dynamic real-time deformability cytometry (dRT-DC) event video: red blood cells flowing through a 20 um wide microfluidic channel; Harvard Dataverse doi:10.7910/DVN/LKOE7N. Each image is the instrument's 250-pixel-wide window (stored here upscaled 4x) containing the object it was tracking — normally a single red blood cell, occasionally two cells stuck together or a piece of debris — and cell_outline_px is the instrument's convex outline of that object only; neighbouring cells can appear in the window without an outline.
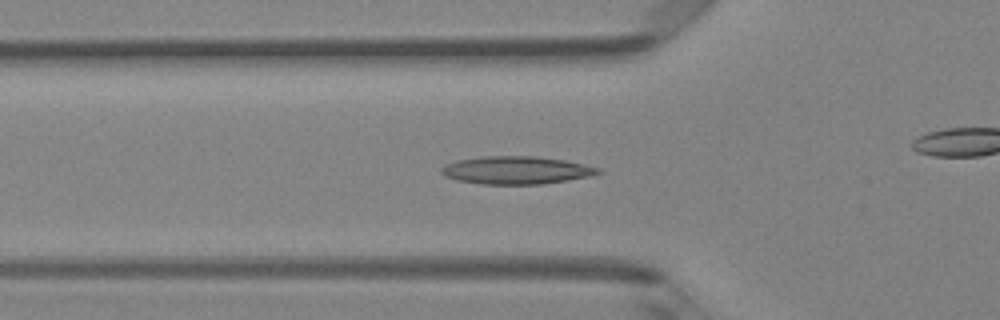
{"species": "Egyptian fruit bat (a non-hibernating species)", "species_latin": "Rousettus aegyptiacus", "temperature_condition": "room temperature", "stored_images_in_passage": 45, "camera_frame_rate_fps": 3000, "um_per_image_px": 0.085, "animal": {"sex": "female"}, "frame": {"image": 1, "passage_image": 12, "time_ms": 3.667, "image_size_px": [1000, 320], "cell_outline_px": [[604, 172], [592, 176], [544, 184], [480, 184], [456, 180], [444, 176], [440, 172], [440, 168], [444, 164], [456, 160], [480, 156], [536, 156], [564, 160], [584, 164], [600, 168]], "centroid_in_image_um": [43.87, 14.46], "position_along_channel_um": 81.9, "area_um2": 25.78}}
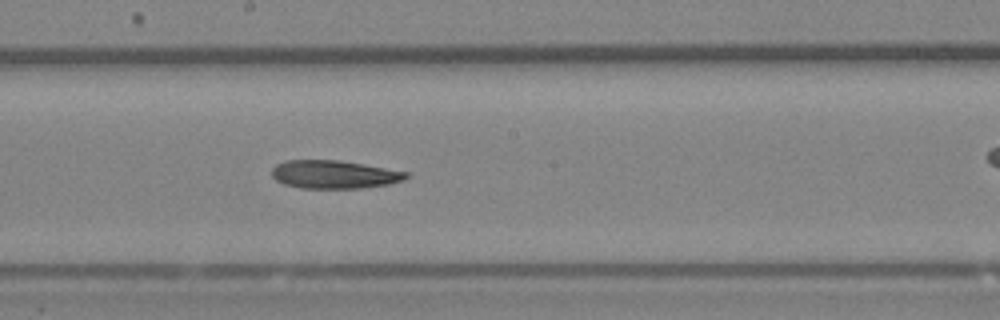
{"frame": {"image": 2, "passage_image": 22, "time_ms": 7.0, "image_size_px": [1000, 320], "cell_outline_px": [[408, 176], [404, 180], [388, 184], [360, 188], [300, 188], [284, 184], [276, 180], [272, 176], [272, 168], [276, 164], [284, 160], [340, 160], [364, 164], [408, 172]], "centroid_in_image_um": [28.38, 14.82], "position_along_channel_um": 219.8, "area_um2": 22.08}}
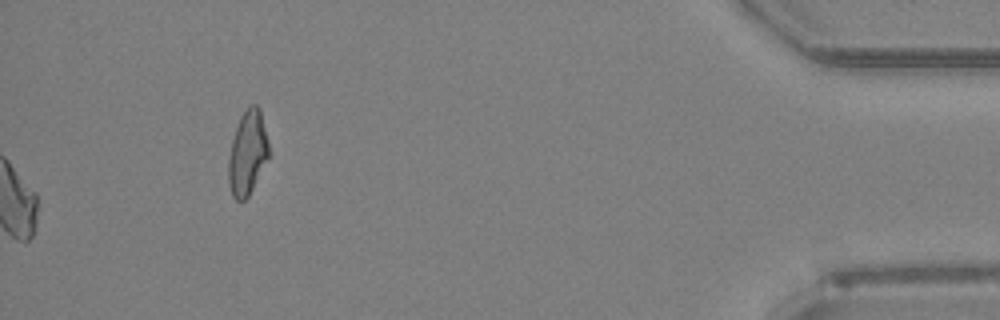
{"frame": {"image": 3, "passage_image": 45, "time_ms": 14.667, "image_size_px": [1000, 320], "cell_outline_px": [[268, 156], [248, 196], [244, 200], [236, 200], [232, 196], [228, 184], [228, 160], [232, 140], [240, 116], [252, 104], [256, 104], [260, 108], [268, 140]], "centroid_in_image_um": [21.02, 12.99], "position_along_channel_um": 414.2, "area_um2": 19.42}}